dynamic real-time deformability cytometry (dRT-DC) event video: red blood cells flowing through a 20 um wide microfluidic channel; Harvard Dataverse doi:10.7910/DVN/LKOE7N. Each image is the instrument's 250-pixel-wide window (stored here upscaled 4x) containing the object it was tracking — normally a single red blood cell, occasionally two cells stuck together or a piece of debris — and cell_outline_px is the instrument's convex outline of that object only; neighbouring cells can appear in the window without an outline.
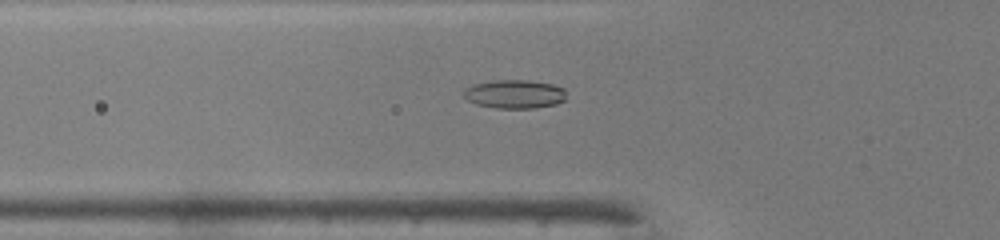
{"species": "common noctule bat (a hibernating species)", "species_latin": "Nyctalus noctula", "temperature_condition": "warm", "stored_images_in_passage": 36, "camera_frame_rate_fps": 3000, "um_per_image_px": 0.085, "animal": {"sex": "male", "body_mass_g": 19.0, "forearm_length_mm": 50.8}, "frame": {"image": 1, "passage_image": 5, "time_ms": 1.333, "image_size_px": [1000, 240], "cell_outline_px": [[564, 100], [556, 104], [536, 108], [496, 108], [476, 104], [468, 100], [464, 96], [464, 88], [472, 84], [492, 80], [528, 80], [552, 84], [564, 88]], "centroid_in_image_um": [43.71, 7.99], "position_along_channel_um": 82.1, "area_um2": 17.17}}
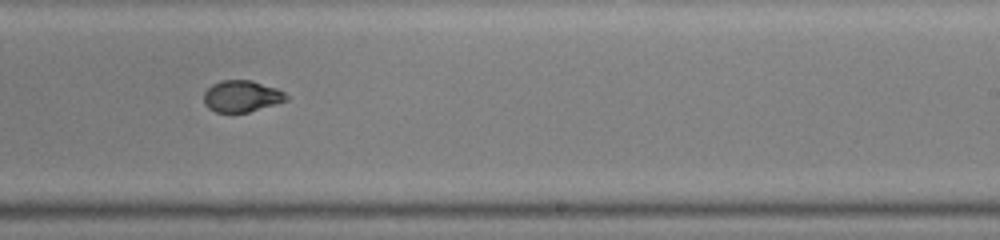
{"frame": {"image": 2, "passage_image": 18, "time_ms": 5.667, "image_size_px": [1000, 240], "cell_outline_px": [[292, 96], [288, 100], [276, 104], [248, 112], [216, 112], [208, 108], [204, 104], [204, 92], [212, 84], [220, 80], [252, 80], [276, 88]], "centroid_in_image_um": [20.57, 8.17], "position_along_channel_um": 268.4, "area_um2": 15.32}}
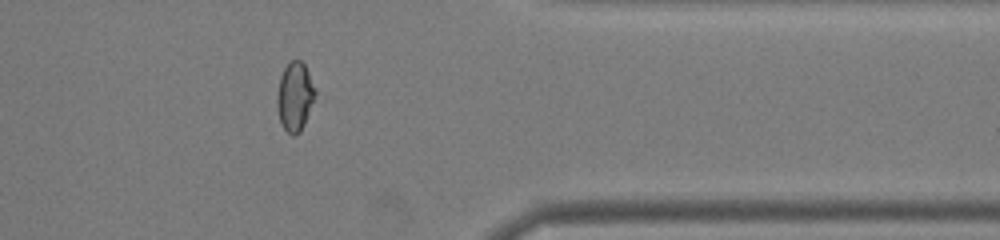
{"frame": {"image": 3, "passage_image": 27, "time_ms": 8.667, "image_size_px": [1000, 240], "cell_outline_px": [[316, 92], [304, 124], [300, 132], [296, 136], [292, 136], [284, 128], [280, 120], [276, 104], [276, 96], [280, 76], [284, 68], [292, 60], [300, 60], [304, 64], [316, 88]], "centroid_in_image_um": [25.05, 8.21], "position_along_channel_um": 386.4, "area_um2": 15.2}, "authors_computed_cell_mechanics": {"area_um2": 15.7794, "velocity_mm_per_s": 4.3031, "shape_relaxation_time_tau1_ms": null, "shape_relaxation_time_tau2_ms": 1.1273, "deformation_change_tau1": null, "deformation_change_tau2": 0.0524}}